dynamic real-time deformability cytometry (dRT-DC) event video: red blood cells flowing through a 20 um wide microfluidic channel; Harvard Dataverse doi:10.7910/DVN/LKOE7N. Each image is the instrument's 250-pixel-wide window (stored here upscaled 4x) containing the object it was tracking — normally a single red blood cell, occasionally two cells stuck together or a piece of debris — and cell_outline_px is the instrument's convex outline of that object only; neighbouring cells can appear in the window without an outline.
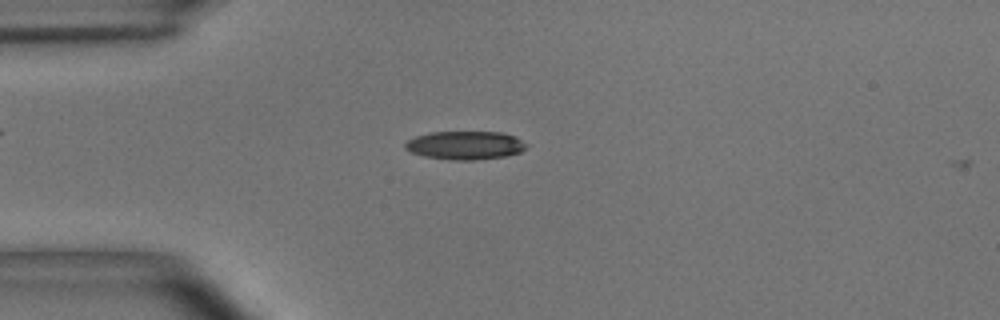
{"species": "common noctule bat (a hibernating species)", "species_latin": "Nyctalus noctula", "temperature_condition": "room temperature", "stored_images_in_passage": 3, "camera_frame_rate_fps": 3000, "um_per_image_px": 0.085, "animal": {"sex": "male", "body_mass_g": 15.6}, "frame": {"image": 1, "passage_image": 2, "time_ms": 0.333, "image_size_px": [1000, 320], "cell_outline_px": [[528, 144], [520, 152], [508, 156], [472, 160], [452, 160], [424, 156], [412, 152], [404, 148], [404, 144], [408, 140], [416, 136], [432, 132], [500, 132], [516, 136]], "centroid_in_image_um": [39.56, 12.35], "position_along_channel_um": 45.4, "area_um2": 20.06}}